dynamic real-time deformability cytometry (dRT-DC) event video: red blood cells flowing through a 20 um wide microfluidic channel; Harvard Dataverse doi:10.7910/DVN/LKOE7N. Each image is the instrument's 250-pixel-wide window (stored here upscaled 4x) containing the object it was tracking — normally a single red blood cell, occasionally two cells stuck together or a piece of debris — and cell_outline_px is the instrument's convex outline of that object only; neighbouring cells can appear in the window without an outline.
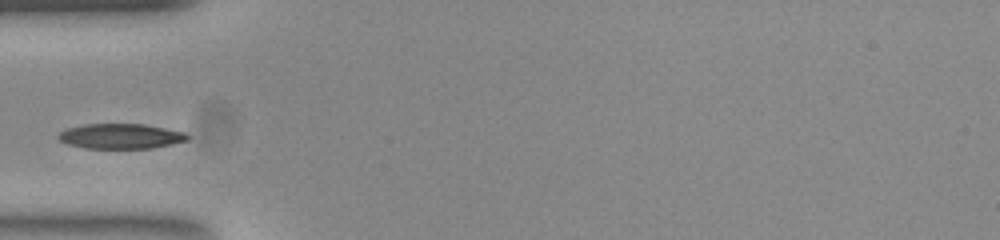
{"species": "common noctule bat (a hibernating species)", "species_latin": "Nyctalus noctula", "temperature_condition": "room temperature", "stored_images_in_passage": 37, "camera_frame_rate_fps": 3000, "um_per_image_px": 0.085, "animal": {"sex": "female", "body_mass_g": 23.0, "forearm_length_mm": 53.4}, "frame": {"image": 1, "passage_image": 1, "time_ms": 0.0, "image_size_px": [1000, 240], "cell_outline_px": [[188, 140], [172, 144], [152, 148], [84, 148], [68, 144], [60, 140], [56, 136], [64, 128], [84, 124], [144, 124], [184, 132], [188, 136]], "centroid_in_image_um": [10.22, 11.57], "position_along_channel_um": 74.8, "area_um2": 18.84}}
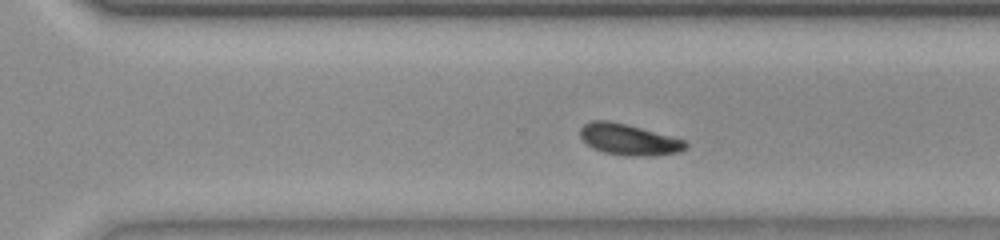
{"frame": {"image": 2, "passage_image": 20, "time_ms": 6.333, "image_size_px": [1000, 240], "cell_outline_px": [[688, 148], [676, 152], [652, 156], [628, 156], [604, 152], [592, 148], [580, 136], [580, 128], [584, 124], [592, 120], [608, 120], [640, 128], [684, 140], [688, 144]], "centroid_in_image_um": [53.42, 11.87], "position_along_channel_um": 317.2, "area_um2": 18.84}}
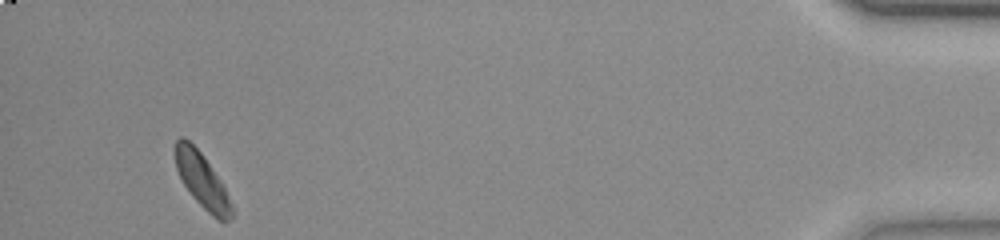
{"frame": {"image": 3, "passage_image": 34, "time_ms": 11.0, "image_size_px": [1000, 240], "cell_outline_px": [[232, 216], [228, 220], [220, 220], [212, 216], [192, 196], [184, 184], [176, 168], [176, 140], [180, 136], [184, 136], [200, 152], [220, 180], [232, 204]], "centroid_in_image_um": [17.17, 15.34], "position_along_channel_um": 418.0, "area_um2": 17.34}}